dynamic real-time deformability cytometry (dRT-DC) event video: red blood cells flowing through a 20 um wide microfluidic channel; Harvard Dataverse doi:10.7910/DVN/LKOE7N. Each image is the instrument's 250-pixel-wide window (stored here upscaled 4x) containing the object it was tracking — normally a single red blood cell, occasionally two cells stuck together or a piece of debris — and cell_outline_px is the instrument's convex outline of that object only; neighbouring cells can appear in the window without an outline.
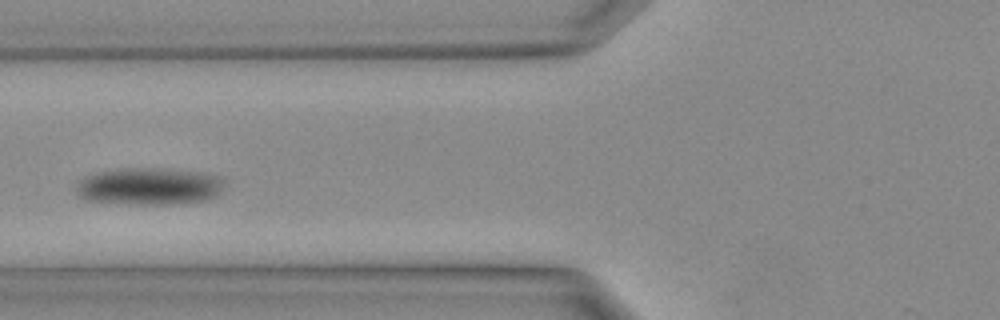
{"species": "Egyptian fruit bat (a non-hibernating species)", "species_latin": "Rousettus aegyptiacus", "temperature_condition": "warm", "stored_images_in_passage": 31, "camera_frame_rate_fps": 3000, "um_per_image_px": 0.085, "animal": {"sex": "female"}, "frame": {"image": 1, "passage_image": 9, "time_ms": 2.667, "image_size_px": [1000, 320], "cell_outline_px": [[224, 184], [220, 192], [216, 196], [208, 200], [188, 204], [120, 204], [84, 200], [76, 192], [84, 176], [96, 172], [128, 168], [156, 168], [196, 172], [224, 176]], "centroid_in_image_um": [12.74, 15.86], "position_along_channel_um": 113.1, "area_um2": 32.43}}
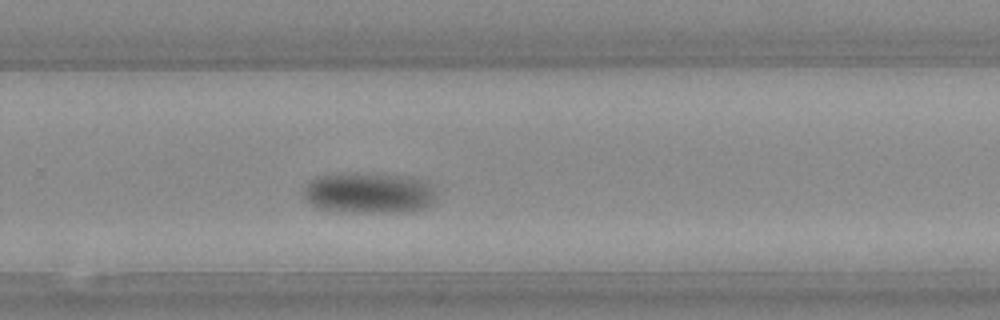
{"frame": {"image": 2, "passage_image": 19, "time_ms": 6.0, "image_size_px": [1000, 320], "cell_outline_px": [[436, 200], [432, 208], [420, 212], [352, 212], [316, 208], [304, 196], [304, 188], [316, 176], [392, 176], [420, 180], [436, 196]], "centroid_in_image_um": [31.4, 16.5], "position_along_channel_um": 298.4, "area_um2": 30.23}}
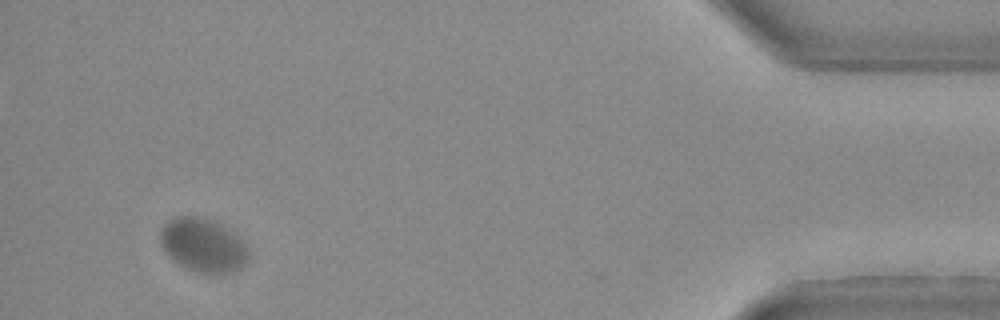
{"frame": {"image": 3, "passage_image": 29, "time_ms": 9.333, "image_size_px": [1000, 320], "cell_outline_px": [[248, 260], [240, 268], [232, 272], [196, 272], [176, 264], [168, 256], [160, 240], [160, 232], [164, 224], [168, 220], [180, 216], [196, 216], [208, 220], [228, 228], [236, 232], [248, 248]], "centroid_in_image_um": [17.26, 20.84], "position_along_channel_um": 417.9, "area_um2": 27.46}}